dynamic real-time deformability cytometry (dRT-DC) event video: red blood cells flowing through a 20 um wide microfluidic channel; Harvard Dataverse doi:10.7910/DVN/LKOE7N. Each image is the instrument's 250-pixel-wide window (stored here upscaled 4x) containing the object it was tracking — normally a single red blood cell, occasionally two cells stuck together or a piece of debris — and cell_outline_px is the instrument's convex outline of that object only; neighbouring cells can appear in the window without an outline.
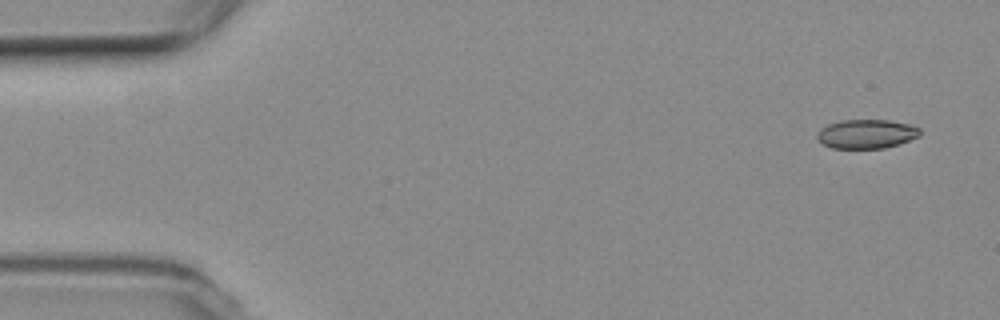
{"species": "common noctule bat (a hibernating species)", "species_latin": "Nyctalus noctula", "temperature_condition": "room temperature", "stored_images_in_passage": 5, "camera_frame_rate_fps": 3000, "um_per_image_px": 0.085, "animal": {"sex": "female", "body_mass_g": 19.3, "forearm_length_mm": 54.1}, "frame": {"image": 1, "passage_image": 1, "time_ms": 0.0, "image_size_px": [1000, 320], "cell_outline_px": [[920, 136], [900, 144], [884, 148], [832, 148], [824, 144], [816, 136], [820, 128], [828, 124], [840, 120], [888, 120], [908, 124], [920, 128]], "centroid_in_image_um": [73.66, 11.38], "position_along_channel_um": 11.3, "area_um2": 17.4}}
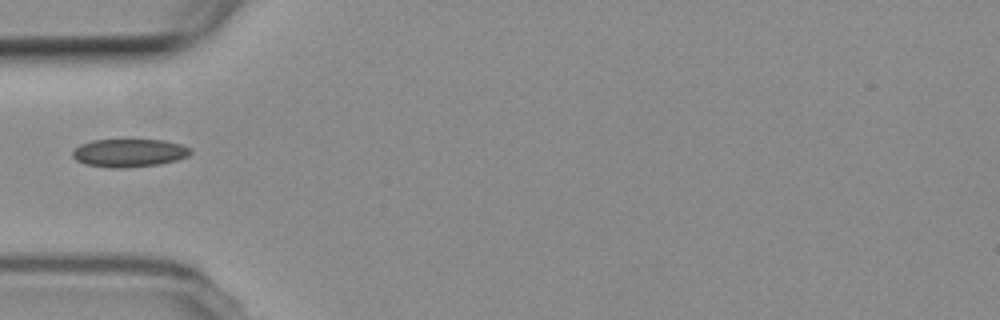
{"frame": {"image": 2, "passage_image": 5, "time_ms": 5.0, "image_size_px": [1000, 320], "cell_outline_px": [[192, 152], [188, 156], [176, 160], [160, 164], [124, 168], [112, 168], [84, 164], [76, 160], [72, 156], [72, 152], [80, 144], [92, 140], [164, 140], [180, 144], [192, 148]], "centroid_in_image_um": [10.98, 13.0], "position_along_channel_um": 74.0, "area_um2": 19.36}}